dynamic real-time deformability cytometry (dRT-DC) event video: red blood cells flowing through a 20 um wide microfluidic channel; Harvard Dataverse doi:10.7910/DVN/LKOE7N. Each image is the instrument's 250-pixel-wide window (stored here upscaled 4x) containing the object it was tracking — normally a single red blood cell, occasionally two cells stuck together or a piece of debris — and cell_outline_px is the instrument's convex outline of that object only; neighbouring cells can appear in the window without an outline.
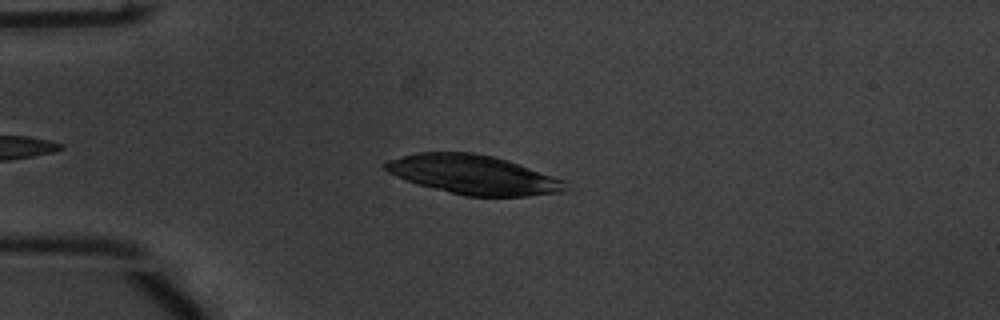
{"species": "common noctule bat (a hibernating species)", "species_latin": "Nyctalus noctula", "temperature_condition": "warm", "stored_images_in_passage": 49, "camera_frame_rate_fps": 3000, "um_per_image_px": 0.085, "animal": {"sex": "male", "body_mass_g": 20.1, "forearm_length_mm": 53.5}, "frame": {"image": 1, "passage_image": 9, "time_ms": 2.667, "image_size_px": [1000, 320], "cell_outline_px": [[560, 180], [556, 188], [548, 192], [520, 196], [468, 196], [452, 192], [408, 180], [392, 172], [384, 164], [392, 160], [404, 156], [424, 152], [468, 152], [488, 156], [504, 160], [516, 164]], "centroid_in_image_um": [40.08, 14.82], "position_along_channel_um": 44.9, "area_um2": 37.92}}
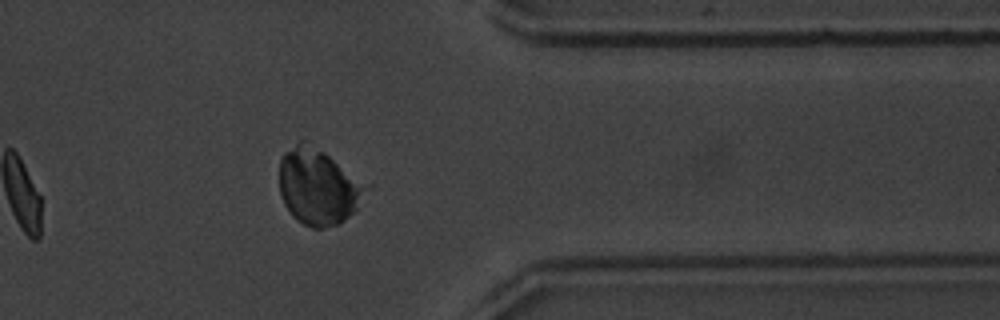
{"frame": {"image": 2, "passage_image": 39, "time_ms": 12.667, "image_size_px": [1000, 320], "cell_outline_px": [[352, 200], [348, 212], [336, 224], [320, 228], [316, 228], [304, 224], [288, 208], [280, 192], [280, 164], [284, 156], [288, 152], [320, 152], [340, 172], [348, 184], [352, 192]], "centroid_in_image_um": [26.7, 16.07], "position_along_channel_um": 384.7, "area_um2": 30.35}}
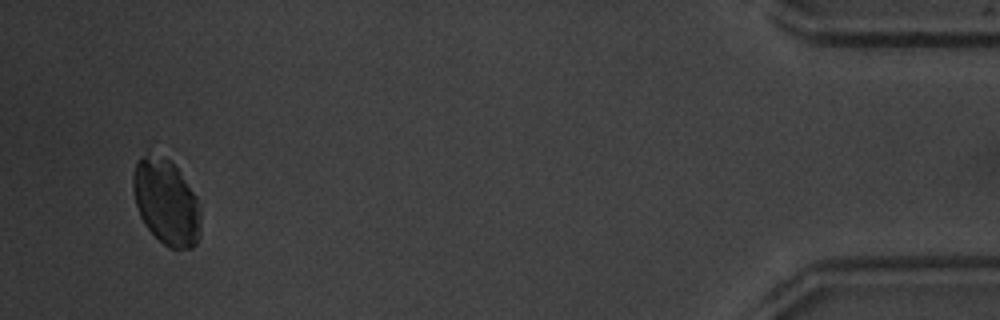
{"frame": {"image": 3, "passage_image": 47, "time_ms": 15.333, "image_size_px": [1000, 320], "cell_outline_px": [[196, 244], [188, 248], [172, 248], [164, 244], [148, 228], [136, 204], [136, 164], [140, 160], [144, 160], [172, 164], [176, 168], [188, 188], [192, 196], [196, 224]], "centroid_in_image_um": [14.09, 17.33], "position_along_channel_um": 421.1, "area_um2": 29.19}}